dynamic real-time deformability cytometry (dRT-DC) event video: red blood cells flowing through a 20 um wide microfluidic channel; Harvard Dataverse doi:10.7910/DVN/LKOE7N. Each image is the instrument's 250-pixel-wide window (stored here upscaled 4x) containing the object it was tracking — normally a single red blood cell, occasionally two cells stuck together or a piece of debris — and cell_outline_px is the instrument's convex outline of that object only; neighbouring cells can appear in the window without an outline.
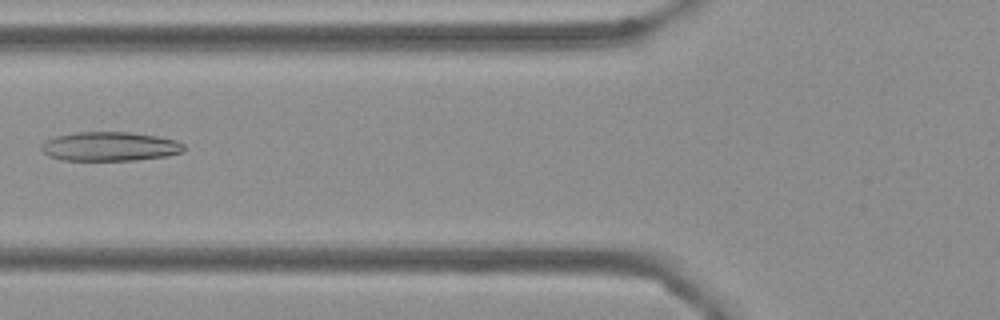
{"species": "Egyptian fruit bat (a non-hibernating species)", "species_latin": "Rousettus aegyptiacus", "temperature_condition": "cold", "stored_images_in_passage": 6, "camera_frame_rate_fps": 3000, "um_per_image_px": 0.085, "frame": {"image": 1, "passage_image": 5, "time_ms": 1.333, "image_size_px": [1000, 320], "cell_outline_px": [[184, 152], [168, 156], [136, 160], [60, 160], [48, 156], [40, 152], [40, 144], [44, 140], [56, 136], [76, 132], [128, 132], [156, 136], [176, 140], [184, 144]], "centroid_in_image_um": [9.29, 12.45], "position_along_channel_um": 116.5, "area_um2": 24.51}}
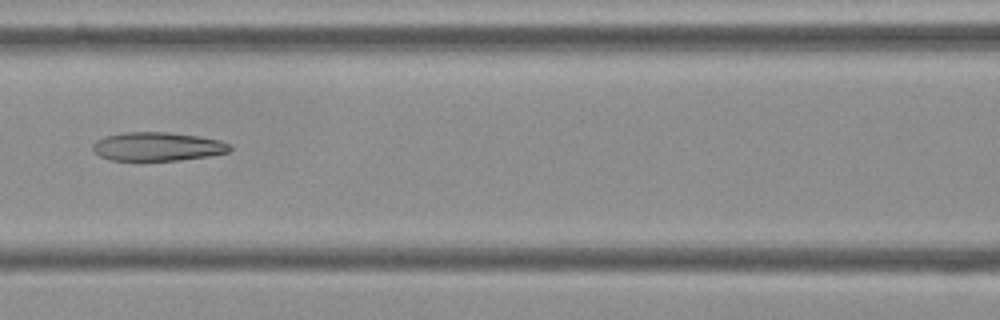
{"frame": {"image": 2, "passage_image": 6, "time_ms": 1.667, "image_size_px": [1000, 320], "cell_outline_px": [[232, 148], [228, 152], [208, 156], [180, 160], [140, 164], [112, 160], [100, 156], [92, 148], [92, 144], [96, 140], [104, 136], [124, 132], [168, 132], [196, 136], [220, 140], [228, 144]], "centroid_in_image_um": [13.31, 12.5], "position_along_channel_um": 153.3, "area_um2": 23.76}}